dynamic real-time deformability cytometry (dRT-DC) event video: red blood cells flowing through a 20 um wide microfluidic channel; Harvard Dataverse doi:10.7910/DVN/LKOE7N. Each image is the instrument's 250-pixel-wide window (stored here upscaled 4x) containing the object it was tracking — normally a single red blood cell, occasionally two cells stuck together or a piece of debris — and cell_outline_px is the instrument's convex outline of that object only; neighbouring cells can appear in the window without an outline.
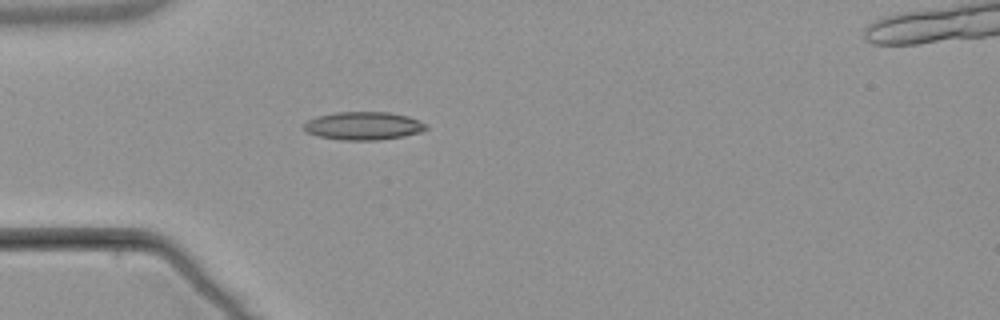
{"species": "common noctule bat (a hibernating species)", "species_latin": "Nyctalus noctula", "temperature_condition": "warm", "stored_images_in_passage": 5, "camera_frame_rate_fps": 3000, "um_per_image_px": 0.085, "animal": {"sex": "male", "body_mass_g": 21.5, "forearm_length_mm": 52.0}, "frame": {"image": 1, "passage_image": 4, "time_ms": 4.333, "image_size_px": [1000, 320], "cell_outline_px": [[428, 128], [420, 132], [404, 136], [380, 140], [340, 140], [316, 136], [308, 132], [304, 128], [304, 124], [308, 120], [316, 116], [336, 112], [388, 112], [408, 116], [424, 124]], "centroid_in_image_um": [30.86, 10.7], "position_along_channel_um": 54.1, "area_um2": 19.94}}